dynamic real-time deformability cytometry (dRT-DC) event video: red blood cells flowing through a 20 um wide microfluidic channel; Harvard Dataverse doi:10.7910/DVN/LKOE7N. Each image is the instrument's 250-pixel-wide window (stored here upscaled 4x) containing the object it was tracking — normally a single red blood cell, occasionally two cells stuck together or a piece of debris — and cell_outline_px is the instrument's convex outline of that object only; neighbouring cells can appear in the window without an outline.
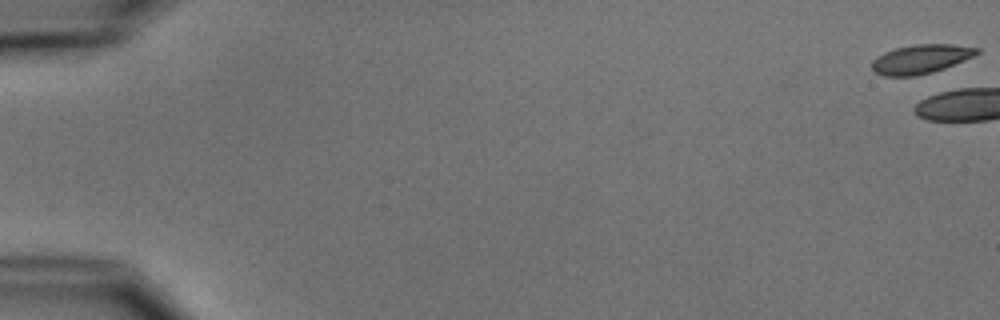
{"species": "common noctule bat (a hibernating species)", "species_latin": "Nyctalus noctula", "temperature_condition": "cold", "stored_images_in_passage": 12, "camera_frame_rate_fps": 3000, "um_per_image_px": 0.085, "animal": {"sex": "male", "body_mass_g": 15.6}, "frame": {"image": 1, "passage_image": 1, "time_ms": 0.0, "image_size_px": [1000, 320], "cell_outline_px": [[980, 52], [976, 56], [944, 68], [932, 72], [916, 76], [884, 76], [876, 72], [872, 68], [872, 60], [876, 56], [884, 52], [896, 48], [912, 44], [952, 44], [980, 48]], "centroid_in_image_um": [78.29, 5.01], "position_along_channel_um": 6.7, "area_um2": 17.92}}